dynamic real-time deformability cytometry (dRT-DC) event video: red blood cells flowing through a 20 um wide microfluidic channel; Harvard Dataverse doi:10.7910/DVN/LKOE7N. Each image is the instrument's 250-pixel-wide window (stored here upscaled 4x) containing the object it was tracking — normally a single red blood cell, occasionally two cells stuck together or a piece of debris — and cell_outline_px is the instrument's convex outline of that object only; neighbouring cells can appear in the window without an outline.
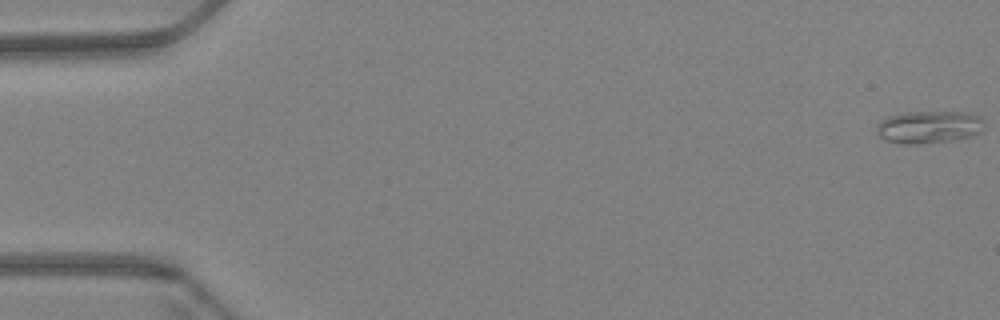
{"species": "Egyptian fruit bat (a non-hibernating species)", "species_latin": "Rousettus aegyptiacus", "temperature_condition": "warm", "stored_images_in_passage": 61, "camera_frame_rate_fps": 3000, "um_per_image_px": 0.085, "animal": {"sex": "female"}, "frame": {"image": 1, "passage_image": 1, "time_ms": 0.0, "image_size_px": [1000, 320], "cell_outline_px": [[984, 120], [980, 132], [972, 136], [948, 140], [912, 144], [908, 144], [888, 140], [880, 136], [876, 132], [876, 128], [888, 116], [904, 112], [968, 112], [980, 116]], "centroid_in_image_um": [78.99, 10.77], "position_along_channel_um": 6.0, "area_um2": 19.94}}
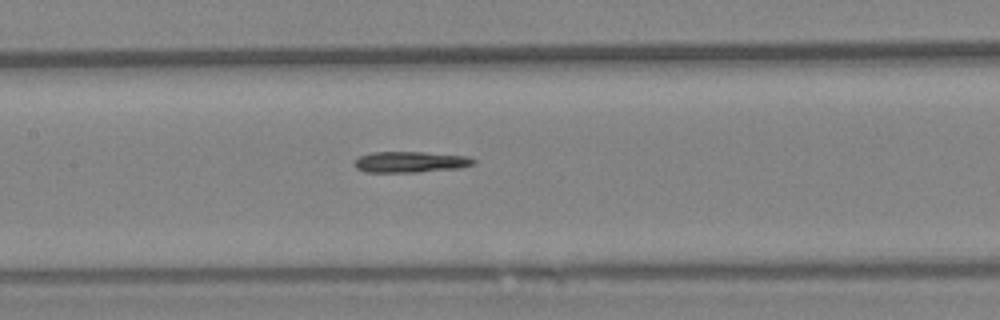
{"frame": {"image": 2, "passage_image": 30, "time_ms": 9.667, "image_size_px": [1000, 320], "cell_outline_px": [[476, 164], [460, 168], [416, 172], [364, 172], [356, 168], [352, 164], [360, 156], [372, 152], [424, 152], [468, 156], [476, 160]], "centroid_in_image_um": [34.9, 13.77], "position_along_channel_um": 172.5, "area_um2": 14.68}}
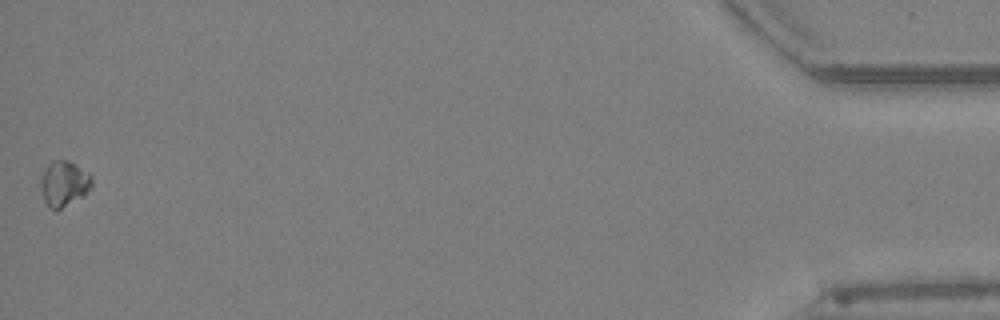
{"frame": {"image": 3, "passage_image": 61, "time_ms": 20.0, "image_size_px": [1000, 320], "cell_outline_px": [[92, 188], [84, 196], [56, 212], [48, 208], [44, 200], [40, 188], [40, 184], [44, 172], [48, 164], [52, 160], [64, 160], [88, 172], [92, 176]], "centroid_in_image_um": [5.44, 15.67], "position_along_channel_um": 429.8, "area_um2": 13.64}}